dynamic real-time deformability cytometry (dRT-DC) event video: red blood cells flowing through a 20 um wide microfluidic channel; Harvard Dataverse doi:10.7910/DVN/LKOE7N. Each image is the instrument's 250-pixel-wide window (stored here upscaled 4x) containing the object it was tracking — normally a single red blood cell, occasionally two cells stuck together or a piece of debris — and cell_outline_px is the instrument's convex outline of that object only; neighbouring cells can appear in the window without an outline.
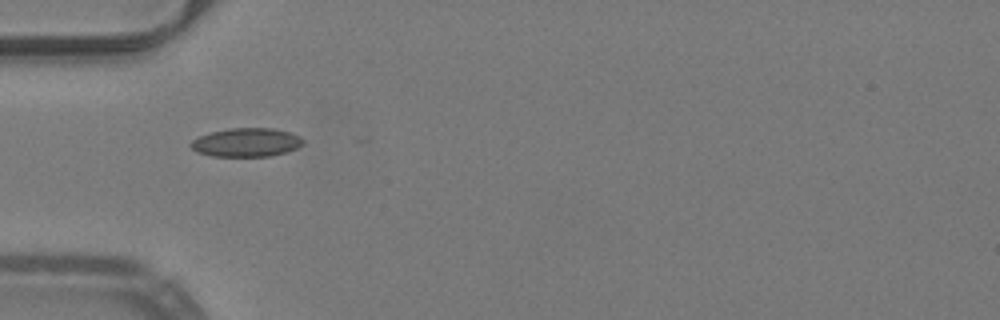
{"species": "common noctule bat (a hibernating species)", "species_latin": "Nyctalus noctula", "temperature_condition": "warm", "stored_images_in_passage": 11, "camera_frame_rate_fps": 3000, "um_per_image_px": 0.085, "animal": {"sex": "male", "body_mass_g": 19.2, "forearm_length_mm": 51.8}, "frame": {"image": 1, "passage_image": 1, "time_ms": 0.0, "image_size_px": [1000, 320], "cell_outline_px": [[304, 144], [296, 148], [272, 156], [212, 156], [196, 152], [188, 144], [192, 140], [200, 136], [212, 132], [228, 128], [276, 128], [300, 136], [304, 140]], "centroid_in_image_um": [20.94, 12.1], "position_along_channel_um": 64.1, "area_um2": 18.79}}
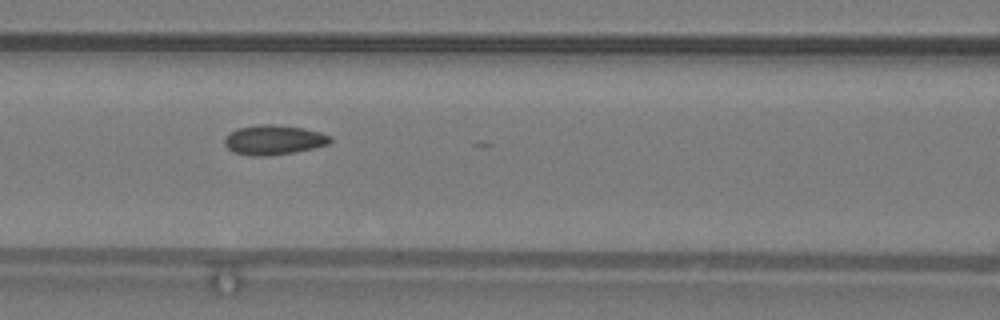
{"frame": {"image": 2, "passage_image": 7, "time_ms": 2.0, "image_size_px": [1000, 320], "cell_outline_px": [[332, 140], [328, 144], [296, 152], [268, 156], [252, 156], [232, 152], [224, 144], [224, 136], [236, 128], [256, 124], [272, 124], [304, 128], [320, 132], [332, 136]], "centroid_in_image_um": [23.23, 11.89], "position_along_channel_um": 143.4, "area_um2": 18.55}}
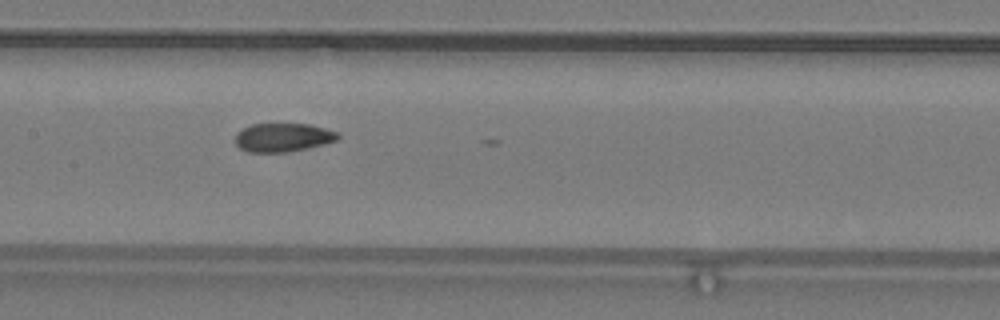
{"frame": {"image": 3, "passage_image": 10, "time_ms": 3.0, "image_size_px": [1000, 320], "cell_outline_px": [[340, 136], [336, 140], [324, 144], [284, 152], [248, 152], [240, 148], [236, 144], [236, 132], [252, 124], [312, 124], [340, 132]], "centroid_in_image_um": [24.07, 11.67], "position_along_channel_um": 183.3, "area_um2": 17.05}}